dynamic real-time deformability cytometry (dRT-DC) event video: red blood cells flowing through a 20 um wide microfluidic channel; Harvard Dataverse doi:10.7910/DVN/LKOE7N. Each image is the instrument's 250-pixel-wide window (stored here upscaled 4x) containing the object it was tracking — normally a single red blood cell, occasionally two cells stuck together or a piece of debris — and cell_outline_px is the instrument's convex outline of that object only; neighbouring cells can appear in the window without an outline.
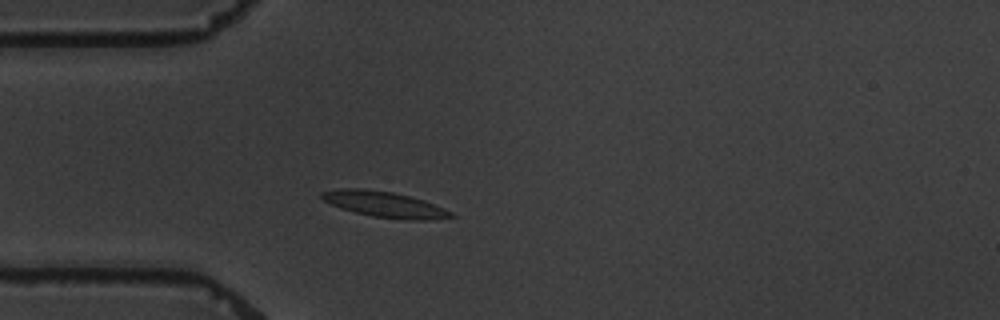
{"species": "common noctule bat (a hibernating species)", "species_latin": "Nyctalus noctula", "temperature_condition": "warm", "stored_images_in_passage": 3, "camera_frame_rate_fps": 3000, "um_per_image_px": 0.085, "animal": {"sex": "male", "body_mass_g": 19.5, "forearm_length_mm": 54.6}, "frame": {"image": 1, "passage_image": 3, "time_ms": 2.333, "image_size_px": [1000, 320], "cell_outline_px": [[456, 216], [432, 220], [404, 220], [372, 216], [340, 208], [324, 200], [320, 196], [320, 192], [340, 188], [360, 188], [392, 192], [424, 200], [444, 208], [452, 212]], "centroid_in_image_um": [32.7, 17.38], "position_along_channel_um": 52.3, "area_um2": 19.36}}